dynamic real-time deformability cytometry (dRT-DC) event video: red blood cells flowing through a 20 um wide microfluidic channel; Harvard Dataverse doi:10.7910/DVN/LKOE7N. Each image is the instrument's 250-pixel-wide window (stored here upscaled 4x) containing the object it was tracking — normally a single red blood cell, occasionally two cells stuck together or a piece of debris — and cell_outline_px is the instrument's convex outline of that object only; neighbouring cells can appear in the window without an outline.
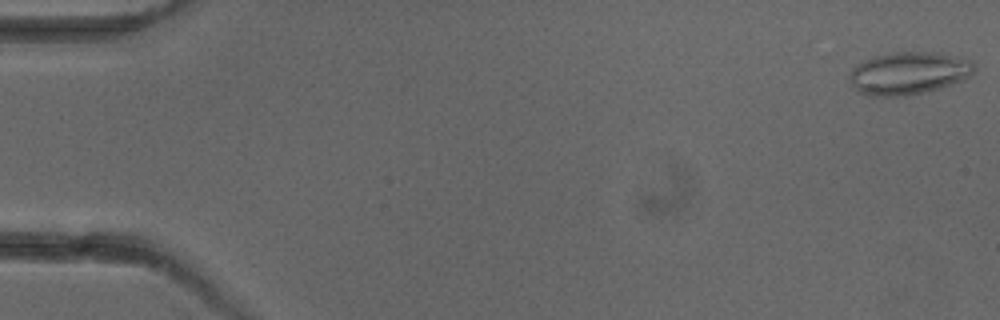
{"species": "common noctule bat (a hibernating species)", "species_latin": "Nyctalus noctula", "temperature_condition": "cold", "stored_images_in_passage": 6, "camera_frame_rate_fps": 3000, "um_per_image_px": 0.085, "animal": {"sex": "female"}, "frame": {"image": 1, "passage_image": 1, "time_ms": 0.0, "image_size_px": [1000, 320], "cell_outline_px": [[976, 68], [964, 80], [940, 88], [924, 92], [904, 96], [868, 96], [860, 92], [848, 80], [848, 72], [856, 64], [872, 56], [896, 52], [940, 52], [960, 56], [972, 60]], "centroid_in_image_um": [77.23, 6.2], "position_along_channel_um": 7.8, "area_um2": 31.39}}